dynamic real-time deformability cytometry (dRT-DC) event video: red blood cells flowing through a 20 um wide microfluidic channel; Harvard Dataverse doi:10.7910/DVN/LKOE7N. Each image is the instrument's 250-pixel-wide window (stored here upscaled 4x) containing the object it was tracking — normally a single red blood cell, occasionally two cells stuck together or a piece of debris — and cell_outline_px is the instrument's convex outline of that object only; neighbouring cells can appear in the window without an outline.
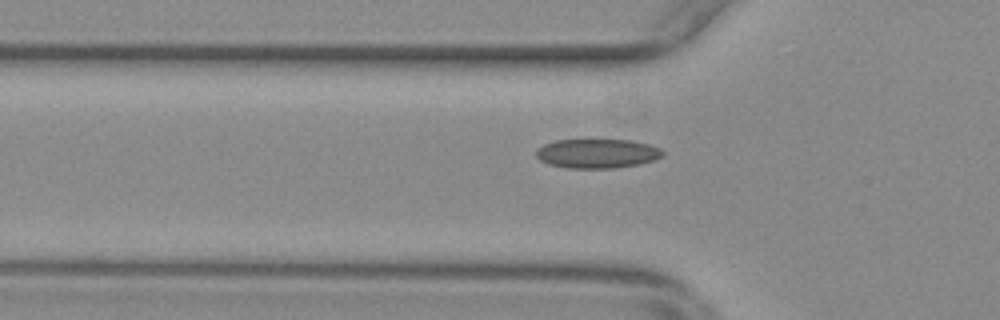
{"species": "common noctule bat (a hibernating species)", "species_latin": "Nyctalus noctula", "temperature_condition": "warm", "stored_images_in_passage": 53, "camera_frame_rate_fps": 3000, "um_per_image_px": 0.085, "animal": {"sex": "female", "body_mass_g": 29.2, "forearm_length_mm": 56.3}, "frame": {"image": 1, "passage_image": 19, "time_ms": 6.0, "image_size_px": [1000, 320], "cell_outline_px": [[664, 156], [652, 160], [636, 164], [612, 168], [568, 168], [548, 164], [540, 160], [536, 156], [536, 148], [544, 144], [556, 140], [632, 140], [648, 144], [660, 148], [664, 152]], "centroid_in_image_um": [50.73, 13.04], "position_along_channel_um": 75.1, "area_um2": 21.5}}
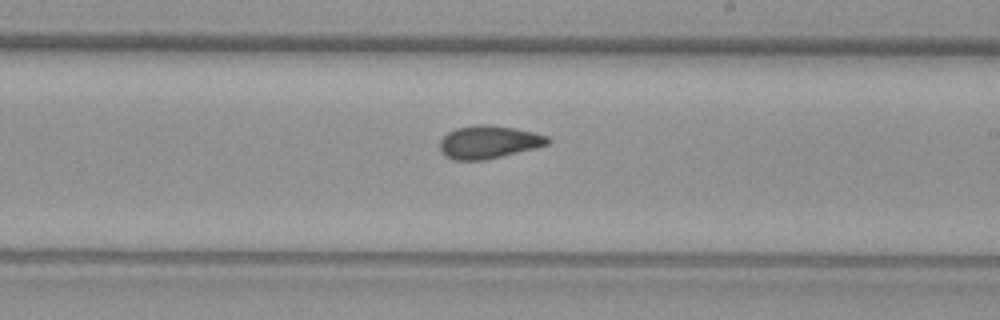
{"frame": {"image": 2, "passage_image": 33, "time_ms": 10.667, "image_size_px": [1000, 320], "cell_outline_px": [[552, 140], [548, 144], [536, 148], [484, 160], [452, 160], [444, 156], [440, 152], [440, 140], [448, 132], [456, 128], [476, 124], [492, 124], [516, 128], [548, 136]], "centroid_in_image_um": [41.52, 12.07], "position_along_channel_um": 247.5, "area_um2": 20.92}}
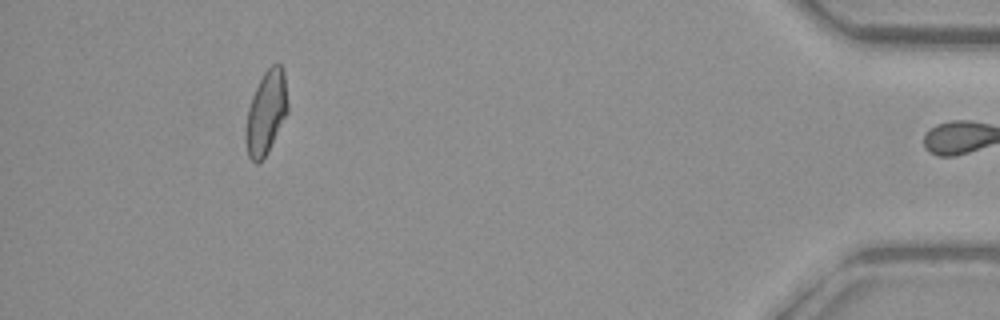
{"frame": {"image": 3, "passage_image": 52, "time_ms": 17.0, "image_size_px": [1000, 320], "cell_outline_px": [[288, 112], [268, 152], [256, 164], [248, 156], [244, 140], [244, 128], [248, 108], [252, 96], [264, 72], [272, 64], [280, 64], [284, 68], [288, 104]], "centroid_in_image_um": [22.61, 9.57], "position_along_channel_um": 412.6, "area_um2": 20.63}, "authors_computed_cell_mechanics": {"area_um2": 20.3456, "velocity_mm_per_s": 3.6849, "shape_relaxation_time_tau1_ms": null, "shape_relaxation_time_tau2_ms": 1.9504, "deformation_change_tau1": null, "deformation_change_tau2": 0.0649}}